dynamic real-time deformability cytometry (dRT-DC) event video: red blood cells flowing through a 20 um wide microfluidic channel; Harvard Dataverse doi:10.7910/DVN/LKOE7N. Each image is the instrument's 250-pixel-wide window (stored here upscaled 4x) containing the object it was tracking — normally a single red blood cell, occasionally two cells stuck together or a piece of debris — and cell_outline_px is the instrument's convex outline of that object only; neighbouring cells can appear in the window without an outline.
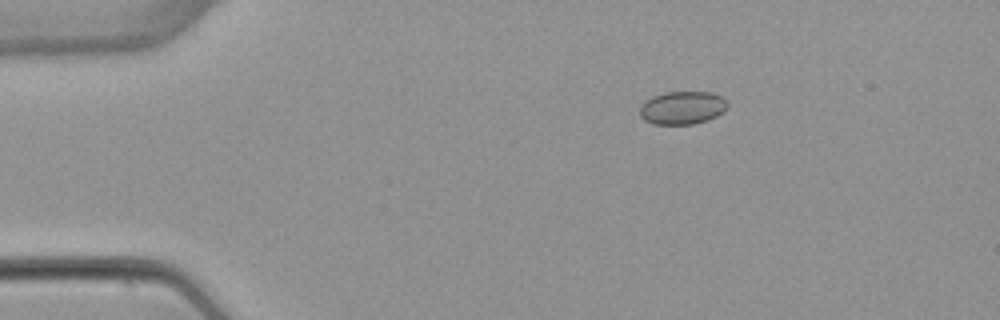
{"species": "common noctule bat (a hibernating species)", "species_latin": "Nyctalus noctula", "temperature_condition": "warm", "stored_images_in_passage": 5, "camera_frame_rate_fps": 3000, "um_per_image_px": 0.085, "animal": {"sex": "female", "body_mass_g": 22.7, "forearm_length_mm": 54.2}, "frame": {"image": 1, "passage_image": 3, "time_ms": 2.333, "image_size_px": [1000, 320], "cell_outline_px": [[728, 108], [724, 112], [708, 120], [692, 124], [652, 124], [644, 120], [640, 116], [640, 108], [652, 96], [664, 92], [712, 92], [728, 100]], "centroid_in_image_um": [58.04, 9.16], "position_along_channel_um": 27.0, "area_um2": 16.99}}
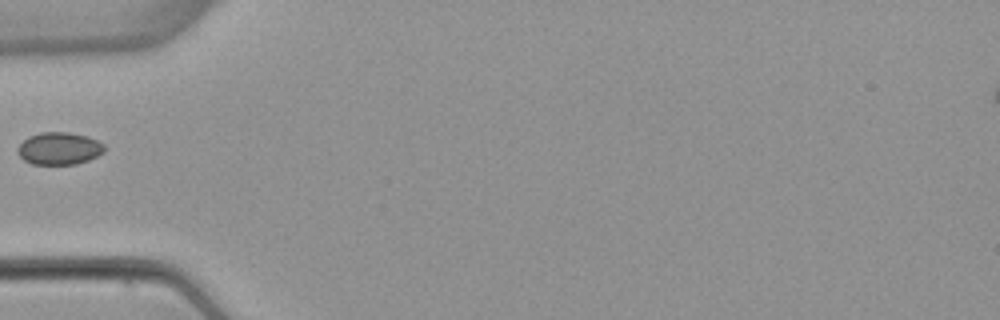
{"frame": {"image": 2, "passage_image": 5, "time_ms": 5.333, "image_size_px": [1000, 320], "cell_outline_px": [[104, 152], [88, 160], [76, 164], [32, 164], [24, 160], [16, 152], [16, 148], [28, 136], [40, 132], [68, 132], [88, 136], [104, 144]], "centroid_in_image_um": [5.01, 12.61], "position_along_channel_um": 80.0, "area_um2": 16.42}}